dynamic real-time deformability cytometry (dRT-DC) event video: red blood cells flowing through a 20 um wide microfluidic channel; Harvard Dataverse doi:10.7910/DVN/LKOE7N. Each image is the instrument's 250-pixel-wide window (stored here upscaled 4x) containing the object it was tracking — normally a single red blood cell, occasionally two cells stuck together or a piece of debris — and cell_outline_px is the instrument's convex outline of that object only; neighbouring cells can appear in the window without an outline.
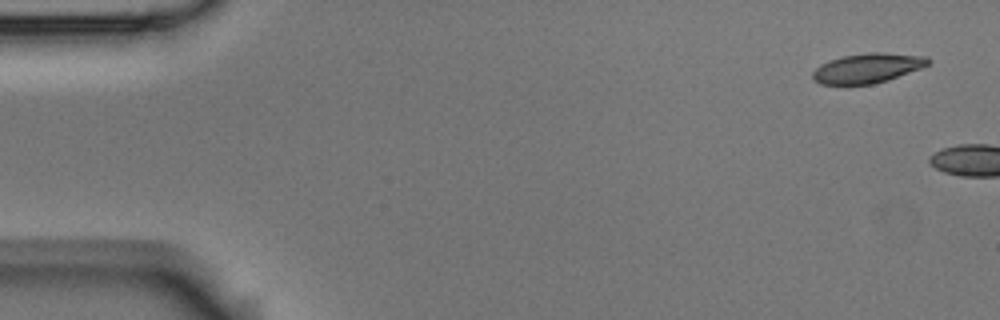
{"species": "Egyptian fruit bat (a non-hibernating species)", "species_latin": "Rousettus aegyptiacus", "temperature_condition": "room temperature", "stored_images_in_passage": 6, "camera_frame_rate_fps": 3000, "um_per_image_px": 0.085, "animal": {"sex": "male"}, "frame": {"image": 1, "passage_image": 1, "time_ms": 0.0, "image_size_px": [1000, 320], "cell_outline_px": [[932, 60], [928, 64], [920, 68], [888, 80], [872, 84], [820, 84], [812, 80], [812, 72], [820, 64], [828, 60], [844, 56], [868, 52], [884, 52], [928, 56]], "centroid_in_image_um": [73.73, 5.78], "position_along_channel_um": 11.3, "area_um2": 20.06}}
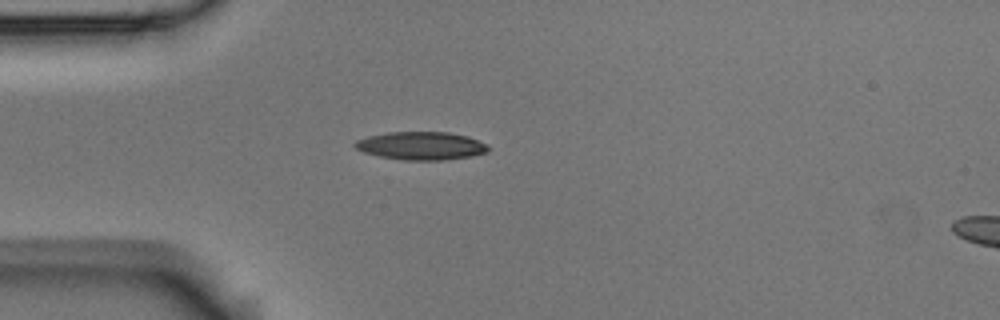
{"frame": {"image": 2, "passage_image": 5, "time_ms": 1.333, "image_size_px": [1000, 320], "cell_outline_px": [[488, 152], [472, 156], [444, 160], [404, 160], [380, 156], [364, 152], [356, 148], [352, 144], [356, 140], [368, 136], [388, 132], [448, 132], [468, 136], [488, 144]], "centroid_in_image_um": [35.81, 12.39], "position_along_channel_um": 49.2, "area_um2": 21.85}}